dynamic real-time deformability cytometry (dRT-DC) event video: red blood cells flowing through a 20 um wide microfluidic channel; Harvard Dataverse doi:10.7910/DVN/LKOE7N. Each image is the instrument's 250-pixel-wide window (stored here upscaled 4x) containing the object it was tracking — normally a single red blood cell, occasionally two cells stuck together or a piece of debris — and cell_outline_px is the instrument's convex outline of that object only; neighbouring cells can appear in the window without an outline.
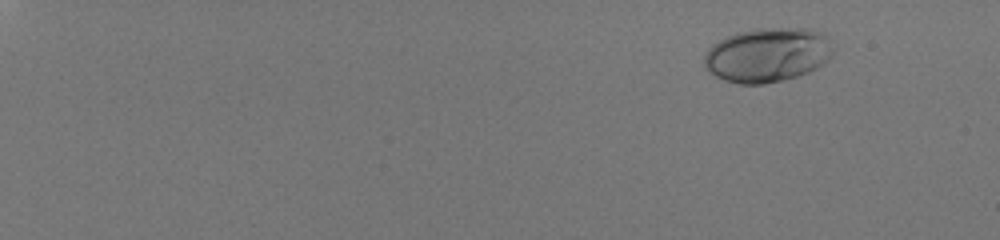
{"species": "human", "species_latin": "Homo sapiens", "temperature_condition": "room temperature", "stored_images_in_passage": 51, "camera_frame_rate_fps": 3000, "um_per_image_px": 0.085, "donor": {"sex": "male"}, "frame": {"image": 1, "passage_image": 1, "time_ms": 0.0, "image_size_px": [1000, 240], "cell_outline_px": [[832, 52], [828, 60], [824, 64], [808, 72], [796, 76], [764, 84], [736, 84], [724, 80], [708, 72], [704, 68], [704, 52], [712, 44], [736, 32], [756, 28], [808, 28], [820, 32], [828, 36], [832, 48]], "centroid_in_image_um": [65.2, 4.66], "position_along_channel_um": 19.8, "area_um2": 41.1}}
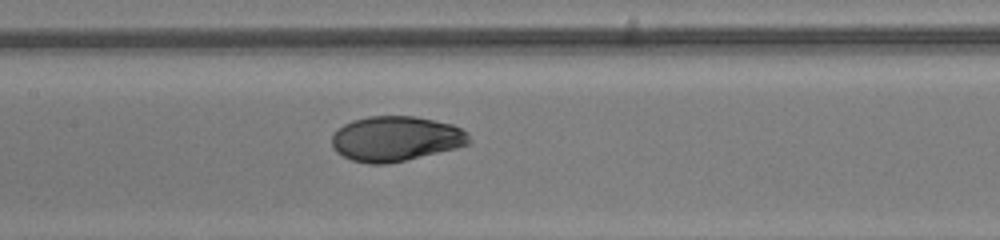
{"frame": {"image": 2, "passage_image": 28, "time_ms": 9.0, "image_size_px": [1000, 240], "cell_outline_px": [[472, 140], [468, 144], [456, 148], [404, 160], [384, 164], [368, 164], [352, 160], [336, 152], [332, 148], [332, 136], [336, 128], [352, 120], [368, 116], [416, 116], [452, 124], [468, 132]], "centroid_in_image_um": [33.62, 11.78], "position_along_channel_um": 173.8, "area_um2": 36.13}}
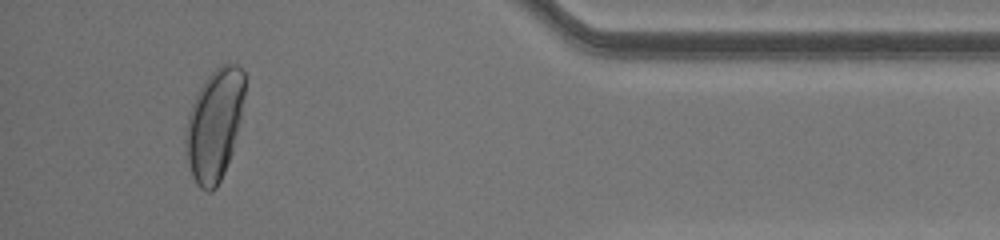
{"frame": {"image": 3, "passage_image": 48, "time_ms": 15.667, "image_size_px": [1000, 240], "cell_outline_px": [[244, 96], [240, 116], [232, 152], [224, 172], [216, 188], [212, 192], [208, 192], [200, 188], [196, 184], [192, 176], [188, 160], [184, 140], [184, 136], [188, 112], [196, 92], [204, 80], [220, 64], [236, 64], [244, 72]], "centroid_in_image_um": [18.19, 10.6], "position_along_channel_um": 417.0, "area_um2": 38.26}, "authors_computed_cell_mechanics": {"area_um2": 36.2984, "velocity_mm_per_s": 4.0808, "shape_relaxation_time_tau1_ms": 4.4391, "shape_relaxation_time_tau2_ms": null, "deformation_change_tau1": 0.2015, "deformation_change_tau2": null}}